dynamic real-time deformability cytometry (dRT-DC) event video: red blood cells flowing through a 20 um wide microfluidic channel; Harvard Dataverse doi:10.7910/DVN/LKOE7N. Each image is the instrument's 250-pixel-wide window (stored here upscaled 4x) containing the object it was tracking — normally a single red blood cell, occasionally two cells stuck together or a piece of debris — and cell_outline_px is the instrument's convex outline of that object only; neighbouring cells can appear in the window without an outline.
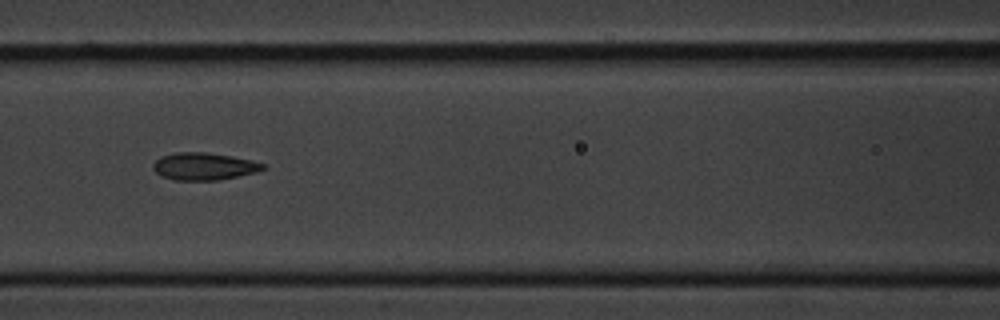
{"species": "common noctule bat (a hibernating species)", "species_latin": "Nyctalus noctula", "temperature_condition": "cold", "stored_images_in_passage": 6, "camera_frame_rate_fps": 3000, "um_per_image_px": 0.085, "animal": {"sex": "male", "body_mass_g": 20.1, "forearm_length_mm": 53.5}, "frame": {"image": 1, "passage_image": 3, "time_ms": 2.333, "image_size_px": [1000, 320], "cell_outline_px": [[268, 168], [256, 172], [216, 180], [176, 180], [160, 176], [152, 168], [152, 164], [160, 156], [176, 152], [204, 152], [232, 156], [252, 160], [264, 164]], "centroid_in_image_um": [17.31, 14.13], "position_along_channel_um": 149.3, "area_um2": 17.51}}
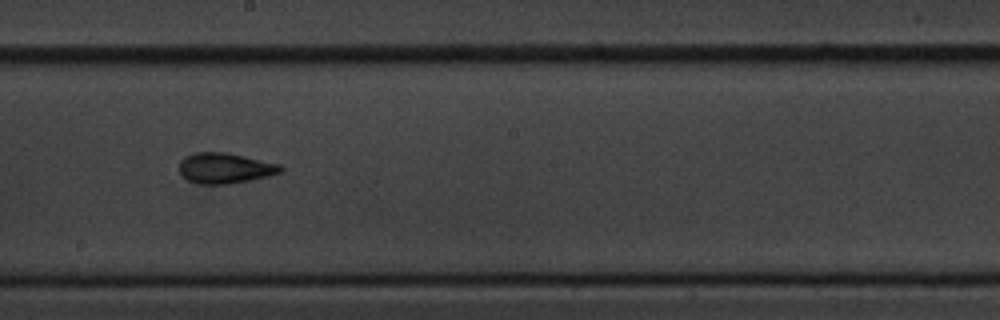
{"frame": {"image": 2, "passage_image": 5, "time_ms": 4.667, "image_size_px": [1000, 320], "cell_outline_px": [[284, 168], [280, 172], [268, 176], [228, 184], [200, 184], [188, 180], [180, 172], [180, 160], [184, 156], [196, 152], [228, 152], [280, 164]], "centroid_in_image_um": [19.12, 14.28], "position_along_channel_um": 229.1, "area_um2": 17.98}}
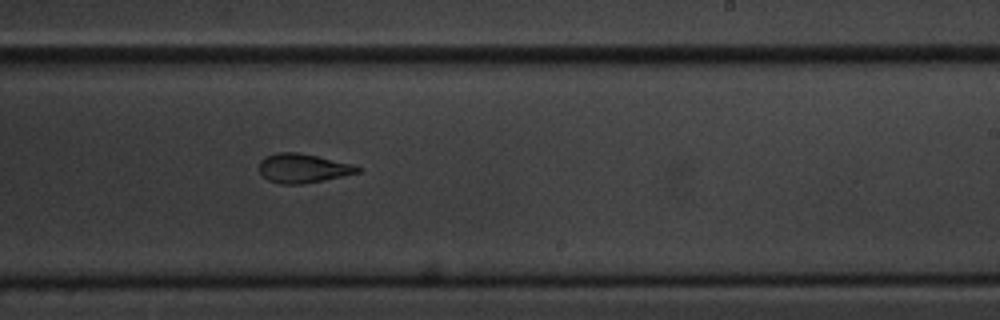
{"frame": {"image": 3, "passage_image": 6, "time_ms": 5.667, "image_size_px": [1000, 320], "cell_outline_px": [[360, 172], [324, 180], [300, 184], [280, 184], [268, 180], [260, 172], [260, 160], [264, 156], [276, 152], [300, 152], [352, 164], [360, 168]], "centroid_in_image_um": [25.72, 14.29], "position_along_channel_um": 263.3, "area_um2": 16.65}}